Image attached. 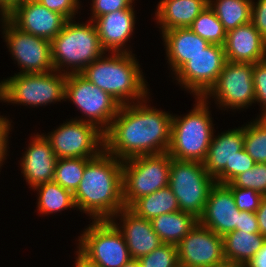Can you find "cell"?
Segmentation results:
<instances>
[{
  "label": "cell",
  "instance_id": "6da1fadb",
  "mask_svg": "<svg viewBox=\"0 0 266 267\" xmlns=\"http://www.w3.org/2000/svg\"><path fill=\"white\" fill-rule=\"evenodd\" d=\"M145 101L120 106L104 133V150L108 154L124 161L135 156L168 151L172 115L148 107Z\"/></svg>",
  "mask_w": 266,
  "mask_h": 267
},
{
  "label": "cell",
  "instance_id": "7a4b0ae2",
  "mask_svg": "<svg viewBox=\"0 0 266 267\" xmlns=\"http://www.w3.org/2000/svg\"><path fill=\"white\" fill-rule=\"evenodd\" d=\"M123 161L103 150L85 166L73 193L75 206L94 221L110 220L123 209Z\"/></svg>",
  "mask_w": 266,
  "mask_h": 267
},
{
  "label": "cell",
  "instance_id": "3957f363",
  "mask_svg": "<svg viewBox=\"0 0 266 267\" xmlns=\"http://www.w3.org/2000/svg\"><path fill=\"white\" fill-rule=\"evenodd\" d=\"M110 53L109 57H99L80 74L121 105L134 103L135 99L144 101L148 89L136 57L131 53Z\"/></svg>",
  "mask_w": 266,
  "mask_h": 267
},
{
  "label": "cell",
  "instance_id": "277c9868",
  "mask_svg": "<svg viewBox=\"0 0 266 267\" xmlns=\"http://www.w3.org/2000/svg\"><path fill=\"white\" fill-rule=\"evenodd\" d=\"M73 21L69 19L61 32L51 41L52 64L55 71H64V74L81 73L106 53L92 20L87 24ZM61 66H70L71 71H65Z\"/></svg>",
  "mask_w": 266,
  "mask_h": 267
},
{
  "label": "cell",
  "instance_id": "5b68a950",
  "mask_svg": "<svg viewBox=\"0 0 266 267\" xmlns=\"http://www.w3.org/2000/svg\"><path fill=\"white\" fill-rule=\"evenodd\" d=\"M195 107L183 118L172 115L171 140L167 153L176 160H205L214 128L208 100L196 97Z\"/></svg>",
  "mask_w": 266,
  "mask_h": 267
},
{
  "label": "cell",
  "instance_id": "8992f818",
  "mask_svg": "<svg viewBox=\"0 0 266 267\" xmlns=\"http://www.w3.org/2000/svg\"><path fill=\"white\" fill-rule=\"evenodd\" d=\"M65 84L66 74L57 70L34 74L17 73L1 81L0 100L33 107L56 103L65 99Z\"/></svg>",
  "mask_w": 266,
  "mask_h": 267
},
{
  "label": "cell",
  "instance_id": "52a82bcc",
  "mask_svg": "<svg viewBox=\"0 0 266 267\" xmlns=\"http://www.w3.org/2000/svg\"><path fill=\"white\" fill-rule=\"evenodd\" d=\"M171 160L172 157L167 152L124 160V206L129 208L137 199L168 186Z\"/></svg>",
  "mask_w": 266,
  "mask_h": 267
},
{
  "label": "cell",
  "instance_id": "ba28073f",
  "mask_svg": "<svg viewBox=\"0 0 266 267\" xmlns=\"http://www.w3.org/2000/svg\"><path fill=\"white\" fill-rule=\"evenodd\" d=\"M78 253L97 267H122L129 262V249L118 229L109 221H93L79 236Z\"/></svg>",
  "mask_w": 266,
  "mask_h": 267
},
{
  "label": "cell",
  "instance_id": "9c48e42d",
  "mask_svg": "<svg viewBox=\"0 0 266 267\" xmlns=\"http://www.w3.org/2000/svg\"><path fill=\"white\" fill-rule=\"evenodd\" d=\"M215 183V179L208 174L202 162L172 158L168 186L176 196L181 211L199 218Z\"/></svg>",
  "mask_w": 266,
  "mask_h": 267
},
{
  "label": "cell",
  "instance_id": "30bf717a",
  "mask_svg": "<svg viewBox=\"0 0 266 267\" xmlns=\"http://www.w3.org/2000/svg\"><path fill=\"white\" fill-rule=\"evenodd\" d=\"M70 99L86 118L82 120L95 125L105 133L121 104L80 73L66 74L65 99Z\"/></svg>",
  "mask_w": 266,
  "mask_h": 267
},
{
  "label": "cell",
  "instance_id": "8fae6325",
  "mask_svg": "<svg viewBox=\"0 0 266 267\" xmlns=\"http://www.w3.org/2000/svg\"><path fill=\"white\" fill-rule=\"evenodd\" d=\"M60 158H95L104 150V133L81 118L63 123L44 135Z\"/></svg>",
  "mask_w": 266,
  "mask_h": 267
},
{
  "label": "cell",
  "instance_id": "7c38bea8",
  "mask_svg": "<svg viewBox=\"0 0 266 267\" xmlns=\"http://www.w3.org/2000/svg\"><path fill=\"white\" fill-rule=\"evenodd\" d=\"M1 21L7 47L22 69L19 73L34 74L55 71L49 40L20 30L7 17H1Z\"/></svg>",
  "mask_w": 266,
  "mask_h": 267
},
{
  "label": "cell",
  "instance_id": "4fadbf2b",
  "mask_svg": "<svg viewBox=\"0 0 266 267\" xmlns=\"http://www.w3.org/2000/svg\"><path fill=\"white\" fill-rule=\"evenodd\" d=\"M214 96L222 107L241 109L255 103L253 63L226 61L216 83L203 96Z\"/></svg>",
  "mask_w": 266,
  "mask_h": 267
},
{
  "label": "cell",
  "instance_id": "5bb4252c",
  "mask_svg": "<svg viewBox=\"0 0 266 267\" xmlns=\"http://www.w3.org/2000/svg\"><path fill=\"white\" fill-rule=\"evenodd\" d=\"M226 57L224 47L209 44L202 52L193 56L174 75L176 80L193 95L203 97L216 83Z\"/></svg>",
  "mask_w": 266,
  "mask_h": 267
},
{
  "label": "cell",
  "instance_id": "9a60e30c",
  "mask_svg": "<svg viewBox=\"0 0 266 267\" xmlns=\"http://www.w3.org/2000/svg\"><path fill=\"white\" fill-rule=\"evenodd\" d=\"M178 262L188 267H223V236L199 222L177 245Z\"/></svg>",
  "mask_w": 266,
  "mask_h": 267
},
{
  "label": "cell",
  "instance_id": "2e32d148",
  "mask_svg": "<svg viewBox=\"0 0 266 267\" xmlns=\"http://www.w3.org/2000/svg\"><path fill=\"white\" fill-rule=\"evenodd\" d=\"M7 18L20 30L50 42L68 21L63 15L47 9L38 1H25Z\"/></svg>",
  "mask_w": 266,
  "mask_h": 267
},
{
  "label": "cell",
  "instance_id": "e0dca14e",
  "mask_svg": "<svg viewBox=\"0 0 266 267\" xmlns=\"http://www.w3.org/2000/svg\"><path fill=\"white\" fill-rule=\"evenodd\" d=\"M240 210L235 204L231 190L225 185L215 183L211 188L199 223L220 236L238 230Z\"/></svg>",
  "mask_w": 266,
  "mask_h": 267
},
{
  "label": "cell",
  "instance_id": "ac0fdd59",
  "mask_svg": "<svg viewBox=\"0 0 266 267\" xmlns=\"http://www.w3.org/2000/svg\"><path fill=\"white\" fill-rule=\"evenodd\" d=\"M214 136L203 166L216 183L227 184L231 181L232 159L244 148V129L242 126Z\"/></svg>",
  "mask_w": 266,
  "mask_h": 267
},
{
  "label": "cell",
  "instance_id": "d6986e66",
  "mask_svg": "<svg viewBox=\"0 0 266 267\" xmlns=\"http://www.w3.org/2000/svg\"><path fill=\"white\" fill-rule=\"evenodd\" d=\"M118 216H121L119 219L123 223L121 227H118L119 224L114 222V217L118 218ZM109 221L122 234L132 259L147 255L163 244L154 232L151 221L137 216L128 207L121 209Z\"/></svg>",
  "mask_w": 266,
  "mask_h": 267
},
{
  "label": "cell",
  "instance_id": "ffe728a7",
  "mask_svg": "<svg viewBox=\"0 0 266 267\" xmlns=\"http://www.w3.org/2000/svg\"><path fill=\"white\" fill-rule=\"evenodd\" d=\"M223 47L229 62L254 64L266 59V40L252 22L228 31Z\"/></svg>",
  "mask_w": 266,
  "mask_h": 267
},
{
  "label": "cell",
  "instance_id": "44dd1931",
  "mask_svg": "<svg viewBox=\"0 0 266 267\" xmlns=\"http://www.w3.org/2000/svg\"><path fill=\"white\" fill-rule=\"evenodd\" d=\"M31 141L20 164L23 177L33 189L37 185L53 181L58 158L43 134H36Z\"/></svg>",
  "mask_w": 266,
  "mask_h": 267
},
{
  "label": "cell",
  "instance_id": "7402d4cb",
  "mask_svg": "<svg viewBox=\"0 0 266 267\" xmlns=\"http://www.w3.org/2000/svg\"><path fill=\"white\" fill-rule=\"evenodd\" d=\"M132 6L133 4L128 9L117 10L93 20L101 45L106 52L132 53L124 45L135 28L136 18Z\"/></svg>",
  "mask_w": 266,
  "mask_h": 267
},
{
  "label": "cell",
  "instance_id": "603a6c76",
  "mask_svg": "<svg viewBox=\"0 0 266 267\" xmlns=\"http://www.w3.org/2000/svg\"><path fill=\"white\" fill-rule=\"evenodd\" d=\"M161 32L166 46L167 60L174 74L209 45L205 39L189 28H173Z\"/></svg>",
  "mask_w": 266,
  "mask_h": 267
},
{
  "label": "cell",
  "instance_id": "cb8c5ba5",
  "mask_svg": "<svg viewBox=\"0 0 266 267\" xmlns=\"http://www.w3.org/2000/svg\"><path fill=\"white\" fill-rule=\"evenodd\" d=\"M155 17L162 31L189 28L208 6V0H160Z\"/></svg>",
  "mask_w": 266,
  "mask_h": 267
},
{
  "label": "cell",
  "instance_id": "d4e9b609",
  "mask_svg": "<svg viewBox=\"0 0 266 267\" xmlns=\"http://www.w3.org/2000/svg\"><path fill=\"white\" fill-rule=\"evenodd\" d=\"M266 237L260 233L234 230L223 236L224 257L228 265L246 266L262 248Z\"/></svg>",
  "mask_w": 266,
  "mask_h": 267
},
{
  "label": "cell",
  "instance_id": "484cf974",
  "mask_svg": "<svg viewBox=\"0 0 266 267\" xmlns=\"http://www.w3.org/2000/svg\"><path fill=\"white\" fill-rule=\"evenodd\" d=\"M150 221L154 232L163 243L177 246L197 225L199 219L194 214L179 210L159 215Z\"/></svg>",
  "mask_w": 266,
  "mask_h": 267
},
{
  "label": "cell",
  "instance_id": "4316f807",
  "mask_svg": "<svg viewBox=\"0 0 266 267\" xmlns=\"http://www.w3.org/2000/svg\"><path fill=\"white\" fill-rule=\"evenodd\" d=\"M129 209L137 216L152 220L159 215L180 210L178 201L169 186L137 199Z\"/></svg>",
  "mask_w": 266,
  "mask_h": 267
},
{
  "label": "cell",
  "instance_id": "83f0119b",
  "mask_svg": "<svg viewBox=\"0 0 266 267\" xmlns=\"http://www.w3.org/2000/svg\"><path fill=\"white\" fill-rule=\"evenodd\" d=\"M252 0H208L226 32L251 22Z\"/></svg>",
  "mask_w": 266,
  "mask_h": 267
},
{
  "label": "cell",
  "instance_id": "f1b7e54d",
  "mask_svg": "<svg viewBox=\"0 0 266 267\" xmlns=\"http://www.w3.org/2000/svg\"><path fill=\"white\" fill-rule=\"evenodd\" d=\"M33 189L39 191L37 207L42 214L48 215L64 209L76 208L73 193L54 181L42 183Z\"/></svg>",
  "mask_w": 266,
  "mask_h": 267
},
{
  "label": "cell",
  "instance_id": "f546056e",
  "mask_svg": "<svg viewBox=\"0 0 266 267\" xmlns=\"http://www.w3.org/2000/svg\"><path fill=\"white\" fill-rule=\"evenodd\" d=\"M91 159L72 157L58 159L53 181L74 193L82 180L85 166Z\"/></svg>",
  "mask_w": 266,
  "mask_h": 267
},
{
  "label": "cell",
  "instance_id": "4dcf8cb0",
  "mask_svg": "<svg viewBox=\"0 0 266 267\" xmlns=\"http://www.w3.org/2000/svg\"><path fill=\"white\" fill-rule=\"evenodd\" d=\"M189 29L209 44L223 46L225 43L227 32L209 5L198 15Z\"/></svg>",
  "mask_w": 266,
  "mask_h": 267
},
{
  "label": "cell",
  "instance_id": "1f68e13d",
  "mask_svg": "<svg viewBox=\"0 0 266 267\" xmlns=\"http://www.w3.org/2000/svg\"><path fill=\"white\" fill-rule=\"evenodd\" d=\"M244 129V149L256 163H266V118L259 116Z\"/></svg>",
  "mask_w": 266,
  "mask_h": 267
},
{
  "label": "cell",
  "instance_id": "d6a6232c",
  "mask_svg": "<svg viewBox=\"0 0 266 267\" xmlns=\"http://www.w3.org/2000/svg\"><path fill=\"white\" fill-rule=\"evenodd\" d=\"M137 260L140 267H175L179 263L177 246L163 243Z\"/></svg>",
  "mask_w": 266,
  "mask_h": 267
},
{
  "label": "cell",
  "instance_id": "836d02e7",
  "mask_svg": "<svg viewBox=\"0 0 266 267\" xmlns=\"http://www.w3.org/2000/svg\"><path fill=\"white\" fill-rule=\"evenodd\" d=\"M229 183L234 187L254 189L266 196V163H256L251 169L240 173Z\"/></svg>",
  "mask_w": 266,
  "mask_h": 267
},
{
  "label": "cell",
  "instance_id": "e575fe53",
  "mask_svg": "<svg viewBox=\"0 0 266 267\" xmlns=\"http://www.w3.org/2000/svg\"><path fill=\"white\" fill-rule=\"evenodd\" d=\"M225 185L231 190L235 204L240 211L256 212L264 197L262 194L251 188L234 187L230 183Z\"/></svg>",
  "mask_w": 266,
  "mask_h": 267
},
{
  "label": "cell",
  "instance_id": "d590c367",
  "mask_svg": "<svg viewBox=\"0 0 266 267\" xmlns=\"http://www.w3.org/2000/svg\"><path fill=\"white\" fill-rule=\"evenodd\" d=\"M255 102L260 103L261 117L266 116V59L253 64Z\"/></svg>",
  "mask_w": 266,
  "mask_h": 267
},
{
  "label": "cell",
  "instance_id": "8d00e7d4",
  "mask_svg": "<svg viewBox=\"0 0 266 267\" xmlns=\"http://www.w3.org/2000/svg\"><path fill=\"white\" fill-rule=\"evenodd\" d=\"M134 0H92L91 20L117 10L128 9ZM93 17V18H92Z\"/></svg>",
  "mask_w": 266,
  "mask_h": 267
},
{
  "label": "cell",
  "instance_id": "74e56055",
  "mask_svg": "<svg viewBox=\"0 0 266 267\" xmlns=\"http://www.w3.org/2000/svg\"><path fill=\"white\" fill-rule=\"evenodd\" d=\"M47 9L63 15L67 20L73 19L78 13L79 0H39Z\"/></svg>",
  "mask_w": 266,
  "mask_h": 267
},
{
  "label": "cell",
  "instance_id": "f35d334b",
  "mask_svg": "<svg viewBox=\"0 0 266 267\" xmlns=\"http://www.w3.org/2000/svg\"><path fill=\"white\" fill-rule=\"evenodd\" d=\"M251 22L266 40V0L252 2Z\"/></svg>",
  "mask_w": 266,
  "mask_h": 267
},
{
  "label": "cell",
  "instance_id": "ab89813d",
  "mask_svg": "<svg viewBox=\"0 0 266 267\" xmlns=\"http://www.w3.org/2000/svg\"><path fill=\"white\" fill-rule=\"evenodd\" d=\"M255 164L256 162L254 159L245 151L244 148L238 151L237 155L232 159L231 180L240 173L251 169Z\"/></svg>",
  "mask_w": 266,
  "mask_h": 267
},
{
  "label": "cell",
  "instance_id": "60d3db41",
  "mask_svg": "<svg viewBox=\"0 0 266 267\" xmlns=\"http://www.w3.org/2000/svg\"><path fill=\"white\" fill-rule=\"evenodd\" d=\"M238 231L246 233H259L256 214L249 211H240Z\"/></svg>",
  "mask_w": 266,
  "mask_h": 267
},
{
  "label": "cell",
  "instance_id": "b9f144b4",
  "mask_svg": "<svg viewBox=\"0 0 266 267\" xmlns=\"http://www.w3.org/2000/svg\"><path fill=\"white\" fill-rule=\"evenodd\" d=\"M5 117L0 116V167L3 164V160L6 158L5 155L7 154V143H8V133L10 129L11 123Z\"/></svg>",
  "mask_w": 266,
  "mask_h": 267
},
{
  "label": "cell",
  "instance_id": "7bdbcfd3",
  "mask_svg": "<svg viewBox=\"0 0 266 267\" xmlns=\"http://www.w3.org/2000/svg\"><path fill=\"white\" fill-rule=\"evenodd\" d=\"M255 214L258 221L259 233L266 237V196L262 198L260 206Z\"/></svg>",
  "mask_w": 266,
  "mask_h": 267
},
{
  "label": "cell",
  "instance_id": "ee69618b",
  "mask_svg": "<svg viewBox=\"0 0 266 267\" xmlns=\"http://www.w3.org/2000/svg\"><path fill=\"white\" fill-rule=\"evenodd\" d=\"M246 267H266V241L262 248L247 263Z\"/></svg>",
  "mask_w": 266,
  "mask_h": 267
},
{
  "label": "cell",
  "instance_id": "f6af8a7d",
  "mask_svg": "<svg viewBox=\"0 0 266 267\" xmlns=\"http://www.w3.org/2000/svg\"><path fill=\"white\" fill-rule=\"evenodd\" d=\"M24 2L25 0H0L1 17H7L17 6Z\"/></svg>",
  "mask_w": 266,
  "mask_h": 267
},
{
  "label": "cell",
  "instance_id": "bcb514c9",
  "mask_svg": "<svg viewBox=\"0 0 266 267\" xmlns=\"http://www.w3.org/2000/svg\"><path fill=\"white\" fill-rule=\"evenodd\" d=\"M75 267H97L90 263H88L86 260H84L78 253L75 261Z\"/></svg>",
  "mask_w": 266,
  "mask_h": 267
},
{
  "label": "cell",
  "instance_id": "7dc6e473",
  "mask_svg": "<svg viewBox=\"0 0 266 267\" xmlns=\"http://www.w3.org/2000/svg\"><path fill=\"white\" fill-rule=\"evenodd\" d=\"M122 267H140V264L137 259H131L129 262H127Z\"/></svg>",
  "mask_w": 266,
  "mask_h": 267
},
{
  "label": "cell",
  "instance_id": "c3c4849f",
  "mask_svg": "<svg viewBox=\"0 0 266 267\" xmlns=\"http://www.w3.org/2000/svg\"><path fill=\"white\" fill-rule=\"evenodd\" d=\"M223 267H246V266H241V265H225Z\"/></svg>",
  "mask_w": 266,
  "mask_h": 267
},
{
  "label": "cell",
  "instance_id": "681fc988",
  "mask_svg": "<svg viewBox=\"0 0 266 267\" xmlns=\"http://www.w3.org/2000/svg\"><path fill=\"white\" fill-rule=\"evenodd\" d=\"M175 267H188V266H184V265L178 263Z\"/></svg>",
  "mask_w": 266,
  "mask_h": 267
}]
</instances>
